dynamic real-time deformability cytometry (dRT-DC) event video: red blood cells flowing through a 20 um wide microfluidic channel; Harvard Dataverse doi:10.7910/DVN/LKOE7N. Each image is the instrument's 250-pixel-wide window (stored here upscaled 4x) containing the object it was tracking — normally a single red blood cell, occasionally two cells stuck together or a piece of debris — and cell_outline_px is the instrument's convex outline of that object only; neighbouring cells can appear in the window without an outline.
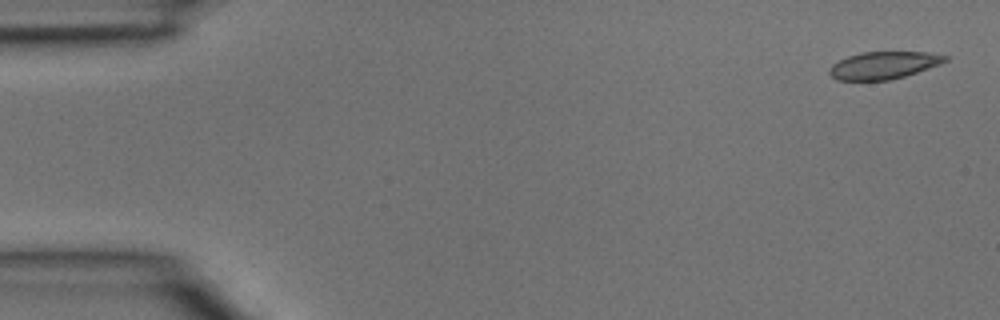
{"species": "common noctule bat (a hibernating species)", "species_latin": "Nyctalus noctula", "temperature_condition": "room temperature", "stored_images_in_passage": 5, "camera_frame_rate_fps": 3000, "um_per_image_px": 0.085, "animal": {"sex": "male", "body_mass_g": 15.6}, "frame": {"image": 1, "passage_image": 1, "time_ms": 0.0, "image_size_px": [1000, 320], "cell_outline_px": [[948, 60], [940, 64], [904, 76], [888, 80], [836, 80], [828, 72], [828, 68], [832, 64], [848, 56], [860, 52], [924, 52], [948, 56]], "centroid_in_image_um": [75.07, 5.54], "position_along_channel_um": 9.9, "area_um2": 18.32}}
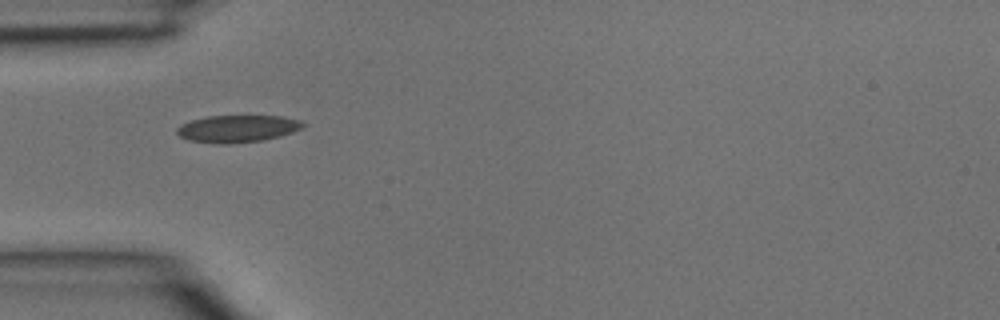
{"frame": {"image": 2, "passage_image": 4, "time_ms": 1.0, "image_size_px": [1000, 320], "cell_outline_px": [[308, 124], [304, 128], [280, 136], [264, 140], [228, 144], [216, 144], [188, 140], [180, 136], [176, 132], [176, 128], [180, 124], [192, 120], [208, 116], [284, 116], [300, 120]], "centroid_in_image_um": [20.21, 10.94], "position_along_channel_um": 64.8, "area_um2": 20.23}}